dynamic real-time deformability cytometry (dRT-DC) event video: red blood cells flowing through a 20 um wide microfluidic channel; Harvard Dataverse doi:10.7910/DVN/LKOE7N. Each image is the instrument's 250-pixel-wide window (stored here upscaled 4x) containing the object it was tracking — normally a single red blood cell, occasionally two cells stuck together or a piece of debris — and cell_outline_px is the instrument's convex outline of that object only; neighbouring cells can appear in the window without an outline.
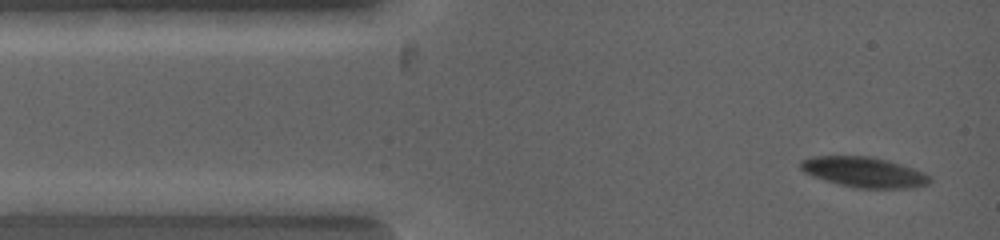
{"species": "common noctule bat (a hibernating species)", "species_latin": "Nyctalus noctula", "temperature_condition": "warm", "stored_images_in_passage": 3, "camera_frame_rate_fps": 5000, "um_per_image_px": 0.085, "animal": {"sex": "female", "body_mass_g": 19.0, "forearm_length_mm": 53.3}, "frame": {"image": 1, "passage_image": 1, "time_ms": 0.0, "image_size_px": [1000, 240], "cell_outline_px": [[932, 180], [928, 184], [916, 188], [852, 188], [824, 180], [812, 176], [804, 172], [800, 168], [800, 160], [812, 156], [868, 156], [888, 160], [924, 172], [932, 176]], "centroid_in_image_um": [73.45, 14.64], "position_along_channel_um": 11.6, "area_um2": 23.06}}